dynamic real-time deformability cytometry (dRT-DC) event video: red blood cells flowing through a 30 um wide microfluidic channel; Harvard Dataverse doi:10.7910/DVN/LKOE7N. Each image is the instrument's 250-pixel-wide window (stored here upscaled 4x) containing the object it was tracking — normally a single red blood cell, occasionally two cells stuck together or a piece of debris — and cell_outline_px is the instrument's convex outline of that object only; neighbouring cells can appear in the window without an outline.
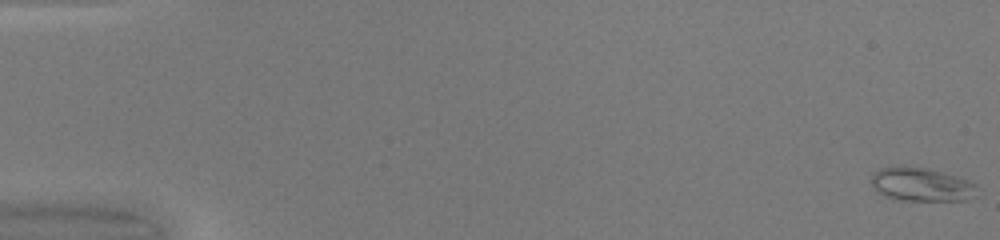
{"species": "common noctule bat (a hibernating species)", "species_latin": "Nyctalus noctula", "temperature_condition": "warm", "stored_images_in_passage": 50, "camera_frame_rate_fps": 3000, "um_per_image_px": 0.085, "animal": {"sex": "female", "body_mass_g": 20.0, "forearm_length_mm": 54.0}, "frame": {"image": 1, "passage_image": 1, "time_ms": 0.0, "image_size_px": [1000, 240], "cell_outline_px": [[976, 196], [968, 200], [900, 200], [888, 196], [880, 192], [872, 184], [872, 176], [880, 168], [904, 164], [924, 168], [940, 172], [968, 180], [976, 184]], "centroid_in_image_um": [78.34, 15.67], "position_along_channel_um": 6.7, "area_um2": 20.46}}
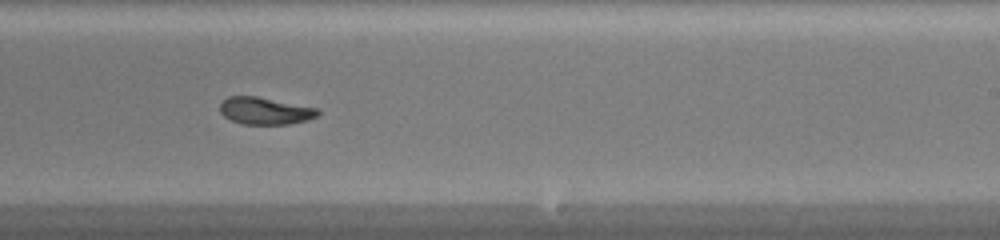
{"frame": {"image": 2, "passage_image": 32, "time_ms": 10.333, "image_size_px": [1000, 240], "cell_outline_px": [[320, 112], [316, 116], [308, 120], [288, 124], [244, 124], [232, 120], [224, 116], [220, 112], [220, 104], [228, 96], [256, 96], [320, 108]], "centroid_in_image_um": [22.56, 9.41], "position_along_channel_um": 266.4, "area_um2": 15.49}}
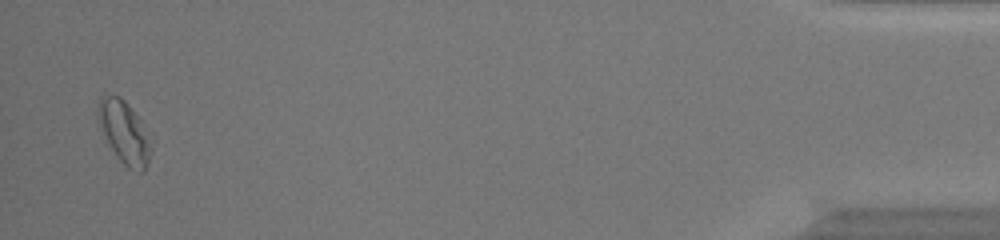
{"frame": {"image": 3, "passage_image": 49, "time_ms": 16.0, "image_size_px": [1000, 240], "cell_outline_px": [[156, 140], [148, 164], [144, 172], [136, 172], [128, 168], [116, 156], [96, 116], [96, 112], [100, 96], [120, 96], [128, 104]], "centroid_in_image_um": [10.67, 11.28], "position_along_channel_um": 424.5, "area_um2": 19.77}, "authors_computed_cell_mechanics": {"area_um2": 17.1377, "velocity_mm_per_s": 4.2186, "shape_relaxation_time_tau1_ms": 2.4909, "shape_relaxation_time_tau2_ms": 2.6888, "deformation_change_tau1": 0.1128, "deformation_change_tau2": 0.084}}